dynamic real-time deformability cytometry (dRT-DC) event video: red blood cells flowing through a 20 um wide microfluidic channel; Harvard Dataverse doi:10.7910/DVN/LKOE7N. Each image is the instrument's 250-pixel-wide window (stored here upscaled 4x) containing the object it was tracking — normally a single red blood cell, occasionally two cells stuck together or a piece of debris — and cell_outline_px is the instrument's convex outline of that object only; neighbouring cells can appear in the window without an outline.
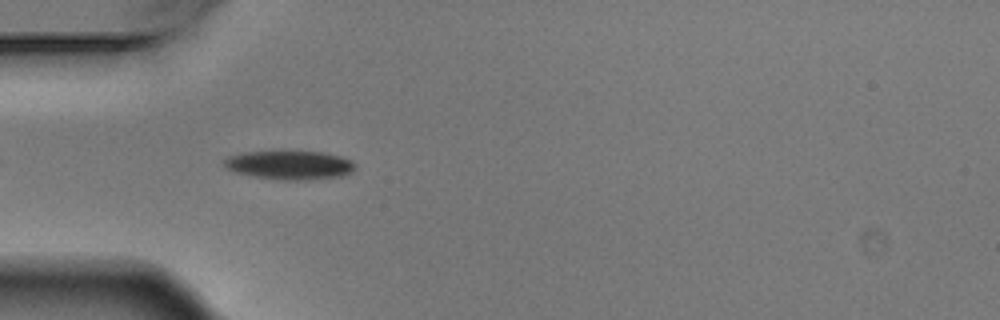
{"species": "Egyptian fruit bat (a non-hibernating species)", "species_latin": "Rousettus aegyptiacus", "temperature_condition": "warm", "stored_images_in_passage": 7, "camera_frame_rate_fps": 3000, "um_per_image_px": 0.085, "animal": {"sex": "male"}, "frame": {"image": 1, "passage_image": 4, "time_ms": 1.0, "image_size_px": [1000, 320], "cell_outline_px": [[356, 168], [352, 172], [340, 176], [308, 180], [284, 180], [256, 176], [236, 172], [228, 168], [224, 164], [224, 160], [228, 156], [244, 152], [324, 152], [340, 156], [352, 160], [356, 164]], "centroid_in_image_um": [24.68, 14.03], "position_along_channel_um": 60.3, "area_um2": 21.73}}
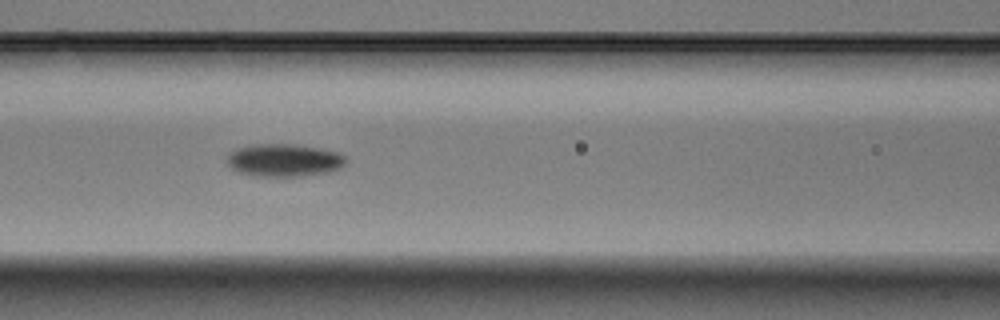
{"frame": {"image": 2, "passage_image": 6, "time_ms": 1.667, "image_size_px": [1000, 320], "cell_outline_px": [[348, 160], [340, 168], [328, 172], [304, 176], [252, 176], [240, 172], [232, 168], [228, 164], [228, 156], [236, 148], [252, 144], [288, 144], [316, 148], [336, 152], [344, 156]], "centroid_in_image_um": [24.14, 13.63], "position_along_channel_um": 142.5, "area_um2": 22.43}}
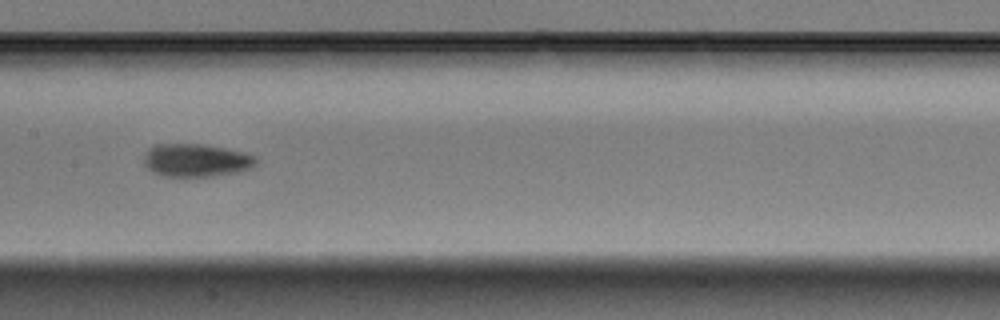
{"frame": {"image": 3, "passage_image": 7, "time_ms": 2.0, "image_size_px": [1000, 320], "cell_outline_px": [[256, 164], [252, 168], [240, 172], [212, 176], [160, 176], [152, 172], [144, 164], [144, 156], [148, 148], [156, 144], [200, 144], [224, 148], [240, 152], [252, 156], [256, 160]], "centroid_in_image_um": [16.62, 13.63], "position_along_channel_um": 190.8, "area_um2": 21.44}}